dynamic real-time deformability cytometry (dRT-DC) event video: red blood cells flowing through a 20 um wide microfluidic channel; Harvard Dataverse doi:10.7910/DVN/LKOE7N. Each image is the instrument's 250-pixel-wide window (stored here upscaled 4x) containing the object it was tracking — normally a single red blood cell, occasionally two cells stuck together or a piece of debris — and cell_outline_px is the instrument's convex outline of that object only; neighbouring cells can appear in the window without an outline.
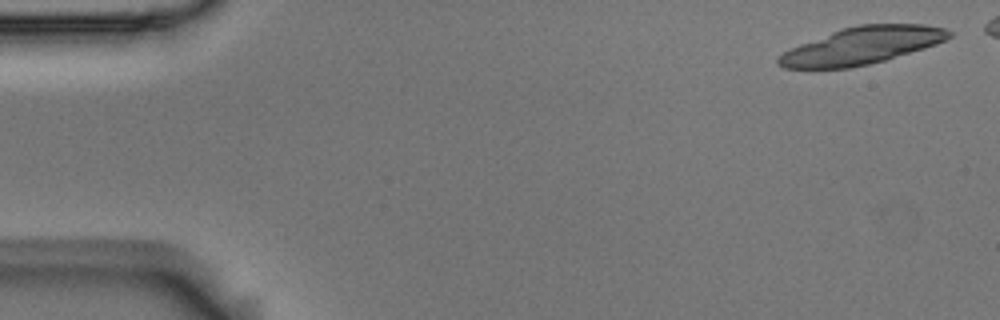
{"species": "Egyptian fruit bat (a non-hibernating species)", "species_latin": "Rousettus aegyptiacus", "temperature_condition": "room temperature", "stored_images_in_passage": 8, "camera_frame_rate_fps": 3000, "um_per_image_px": 0.085, "animal": {"sex": "male"}, "frame": {"image": 1, "passage_image": 1, "time_ms": 0.0, "image_size_px": [1000, 320], "cell_outline_px": [[952, 36], [936, 44], [924, 48], [884, 60], [868, 64], [848, 68], [784, 68], [776, 64], [776, 60], [784, 52], [800, 44], [840, 28], [860, 24], [924, 24], [944, 28], [952, 32]], "centroid_in_image_um": [73.26, 3.87], "position_along_channel_um": 11.7, "area_um2": 36.65}}